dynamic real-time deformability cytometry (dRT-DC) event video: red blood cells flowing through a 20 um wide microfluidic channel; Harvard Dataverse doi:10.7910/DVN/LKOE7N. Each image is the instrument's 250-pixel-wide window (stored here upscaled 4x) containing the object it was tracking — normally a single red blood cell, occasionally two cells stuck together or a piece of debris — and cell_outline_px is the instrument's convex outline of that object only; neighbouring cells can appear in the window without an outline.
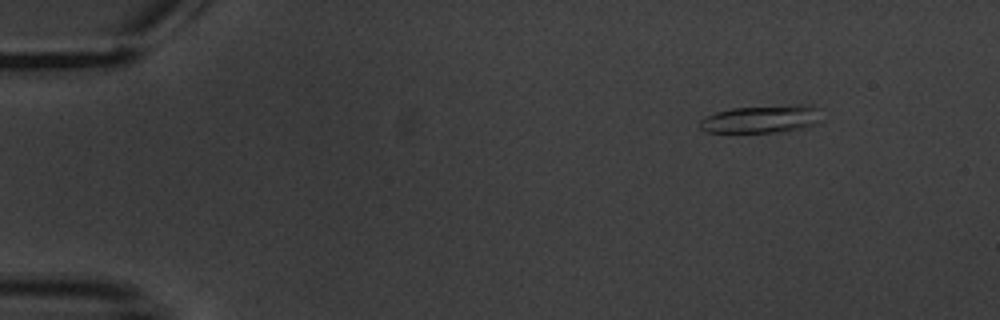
{"species": "common noctule bat (a hibernating species)", "species_latin": "Nyctalus noctula", "temperature_condition": "warm", "stored_images_in_passage": 5, "camera_frame_rate_fps": 3000, "um_per_image_px": 0.085, "animal": {"sex": "male", "body_mass_g": 20.1, "forearm_length_mm": 53.5}, "frame": {"image": 1, "passage_image": 2, "time_ms": 1.0, "image_size_px": [1000, 320], "cell_outline_px": [[820, 124], [808, 128], [784, 132], [704, 132], [700, 128], [700, 120], [716, 112], [732, 108], [804, 104], [816, 108], [820, 120]], "centroid_in_image_um": [64.76, 10.14], "position_along_channel_um": 20.2, "area_um2": 19.77}}